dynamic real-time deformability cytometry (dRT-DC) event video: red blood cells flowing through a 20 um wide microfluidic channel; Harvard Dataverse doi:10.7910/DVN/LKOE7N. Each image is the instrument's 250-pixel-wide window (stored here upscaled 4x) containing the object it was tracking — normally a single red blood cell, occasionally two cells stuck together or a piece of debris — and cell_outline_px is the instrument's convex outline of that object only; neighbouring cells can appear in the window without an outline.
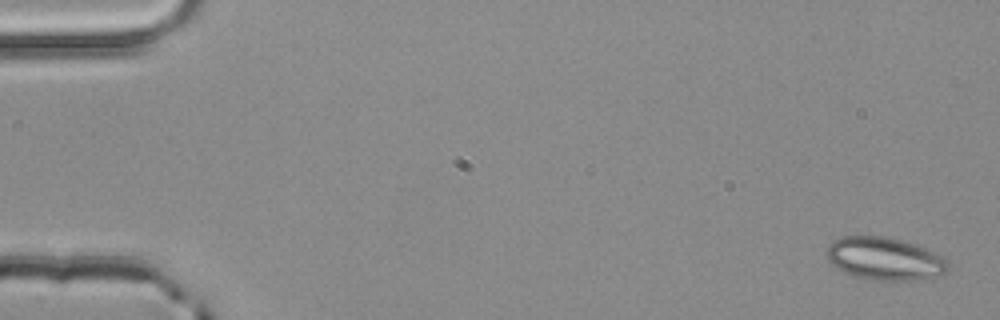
{"species": "common noctule bat (a hibernating species)", "species_latin": "Nyctalus noctula", "temperature_condition": "room temperature", "stored_images_in_passage": 4, "camera_frame_rate_fps": 3000, "um_per_image_px": 0.085, "animal": {"sex": "male", "body_mass_g": 20.4}, "frame": {"image": 1, "passage_image": 1, "time_ms": 0.0, "image_size_px": [1000, 320], "cell_outline_px": [[948, 272], [932, 280], [872, 280], [856, 276], [844, 272], [836, 268], [828, 260], [824, 252], [828, 244], [832, 240], [844, 236], [884, 236], [916, 244], [936, 252], [944, 256], [948, 264]], "centroid_in_image_um": [75.23, 22.0], "position_along_channel_um": 9.8, "area_um2": 30.92}}
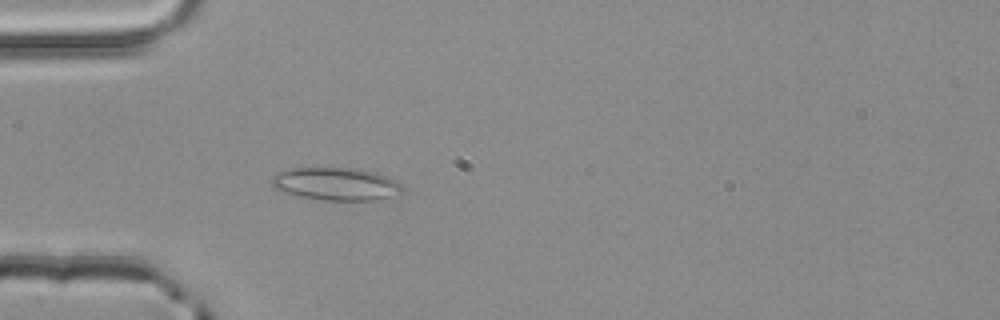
{"frame": {"image": 2, "passage_image": 4, "time_ms": 1.0, "image_size_px": [1000, 320], "cell_outline_px": [[400, 192], [376, 200], [324, 200], [300, 196], [284, 192], [276, 188], [272, 184], [272, 176], [280, 172], [292, 168], [356, 168], [376, 172], [388, 176], [396, 180], [400, 184]], "centroid_in_image_um": [28.55, 15.62], "position_along_channel_um": 56.4, "area_um2": 24.57}}